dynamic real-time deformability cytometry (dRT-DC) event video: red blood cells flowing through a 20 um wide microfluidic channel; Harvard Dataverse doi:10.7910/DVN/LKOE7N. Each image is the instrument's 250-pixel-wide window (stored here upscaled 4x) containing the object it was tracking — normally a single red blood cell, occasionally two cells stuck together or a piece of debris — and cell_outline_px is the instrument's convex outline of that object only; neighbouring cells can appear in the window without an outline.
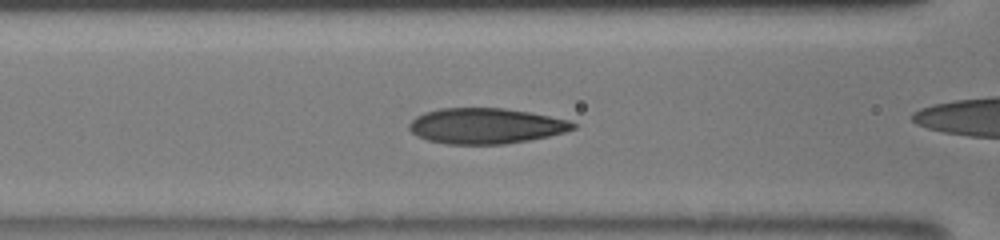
{"species": "human", "species_latin": "Homo sapiens", "temperature_condition": "room temperature", "stored_images_in_passage": 50, "camera_frame_rate_fps": 3000, "um_per_image_px": 0.085, "donor": {"sex": "male"}, "frame": {"image": 1, "passage_image": 20, "time_ms": 7.333, "image_size_px": [1000, 240], "cell_outline_px": [[576, 128], [564, 132], [548, 136], [528, 140], [504, 144], [448, 144], [428, 140], [416, 136], [408, 128], [408, 124], [416, 116], [424, 112], [440, 108], [504, 108], [528, 112], [568, 120], [576, 124]], "centroid_in_image_um": [41.25, 10.7], "position_along_channel_um": 125.4, "area_um2": 33.87}}
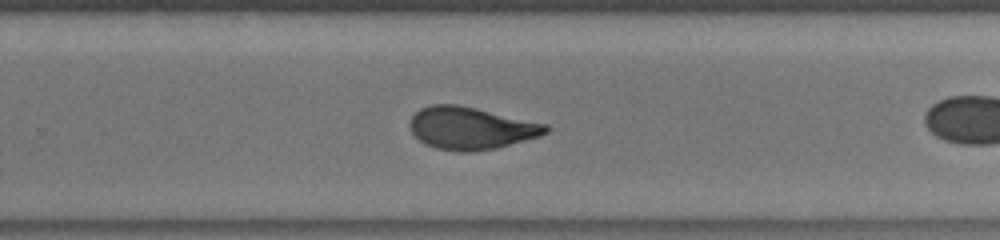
{"frame": {"image": 2, "passage_image": 38, "time_ms": 11.333, "image_size_px": [1000, 240], "cell_outline_px": [[552, 128], [548, 132], [540, 136], [496, 148], [472, 152], [460, 152], [436, 148], [424, 144], [412, 132], [408, 124], [412, 116], [420, 108], [432, 104], [456, 104], [476, 108], [548, 124]], "centroid_in_image_um": [40.03, 10.89], "position_along_channel_um": 289.8, "area_um2": 33.7}}
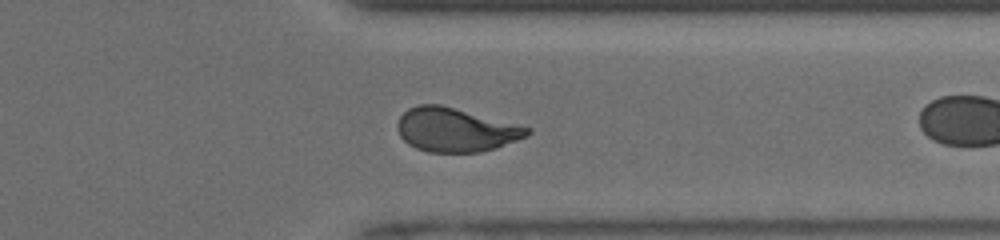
{"frame": {"image": 3, "passage_image": 46, "time_ms": 13.333, "image_size_px": [1000, 240], "cell_outline_px": [[532, 132], [528, 136], [496, 148], [480, 152], [428, 152], [416, 148], [408, 144], [400, 136], [396, 128], [396, 124], [400, 116], [408, 108], [420, 104], [440, 104], [532, 128]], "centroid_in_image_um": [38.72, 11.04], "position_along_channel_um": 372.7, "area_um2": 33.23}}